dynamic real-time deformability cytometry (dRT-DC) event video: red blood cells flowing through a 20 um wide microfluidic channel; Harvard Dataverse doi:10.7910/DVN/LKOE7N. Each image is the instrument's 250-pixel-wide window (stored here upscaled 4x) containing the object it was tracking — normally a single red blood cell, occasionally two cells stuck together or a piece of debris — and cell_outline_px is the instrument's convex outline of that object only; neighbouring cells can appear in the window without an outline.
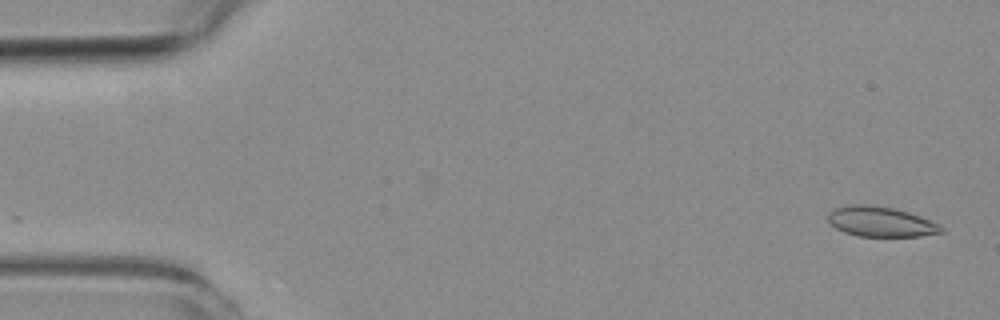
{"species": "common noctule bat (a hibernating species)", "species_latin": "Nyctalus noctula", "temperature_condition": "room temperature", "stored_images_in_passage": 2, "camera_frame_rate_fps": 3000, "um_per_image_px": 0.085, "animal": {"sex": "female", "body_mass_g": 19.3, "forearm_length_mm": 54.1}, "frame": {"image": 1, "passage_image": 2, "time_ms": 1.333, "image_size_px": [1000, 320], "cell_outline_px": [[944, 232], [920, 236], [856, 236], [844, 232], [836, 228], [828, 220], [828, 212], [832, 208], [852, 204], [872, 204], [896, 208], [920, 216], [940, 224], [944, 228]], "centroid_in_image_um": [74.86, 18.83], "position_along_channel_um": 10.1, "area_um2": 20.11}}